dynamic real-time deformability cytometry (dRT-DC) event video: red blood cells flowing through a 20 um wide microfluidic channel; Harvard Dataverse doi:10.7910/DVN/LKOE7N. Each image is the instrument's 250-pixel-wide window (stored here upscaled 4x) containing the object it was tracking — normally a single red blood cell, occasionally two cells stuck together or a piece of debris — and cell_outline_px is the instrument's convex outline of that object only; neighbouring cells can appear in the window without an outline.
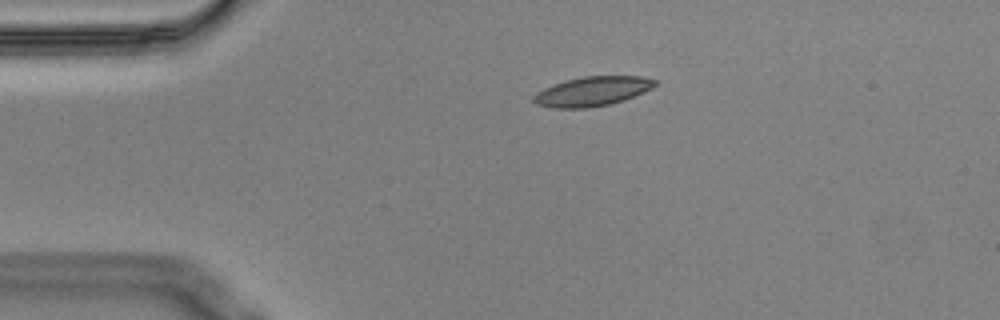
{"species": "Egyptian fruit bat (a non-hibernating species)", "species_latin": "Rousettus aegyptiacus", "temperature_condition": "cold", "stored_images_in_passage": 6, "camera_frame_rate_fps": 3000, "um_per_image_px": 0.085, "animal": {"sex": "male"}, "frame": {"image": 1, "passage_image": 1, "time_ms": 0.0, "image_size_px": [1000, 320], "cell_outline_px": [[656, 84], [652, 88], [644, 92], [624, 100], [608, 104], [588, 108], [556, 108], [536, 104], [532, 100], [532, 96], [536, 92], [544, 88], [568, 80], [584, 76], [640, 76], [656, 80]], "centroid_in_image_um": [50.34, 7.77], "position_along_channel_um": 34.7, "area_um2": 20.63}}